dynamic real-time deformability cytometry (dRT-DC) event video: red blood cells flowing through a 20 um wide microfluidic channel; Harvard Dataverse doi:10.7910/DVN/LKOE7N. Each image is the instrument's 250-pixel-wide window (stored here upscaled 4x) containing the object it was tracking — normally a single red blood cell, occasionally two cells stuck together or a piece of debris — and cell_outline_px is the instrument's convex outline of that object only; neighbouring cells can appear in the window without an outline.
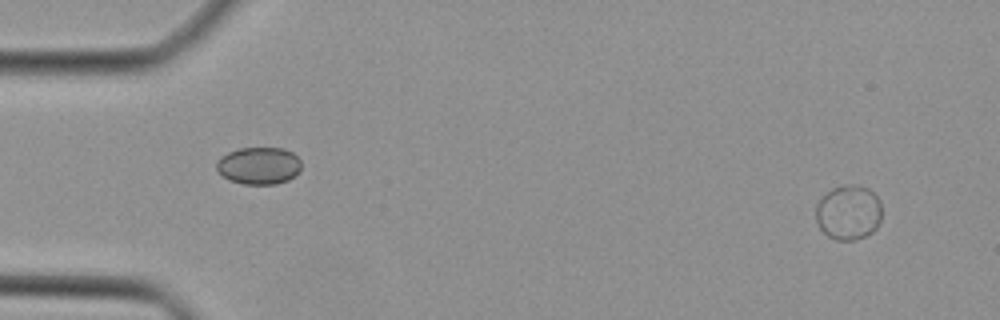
{"species": "Egyptian fruit bat (a non-hibernating species)", "species_latin": "Rousettus aegyptiacus", "temperature_condition": "cold", "stored_images_in_passage": 22, "camera_frame_rate_fps": 3000, "um_per_image_px": 0.085, "animal": {"sex": "female"}, "frame": {"image": 1, "passage_image": 1, "time_ms": 0.0, "image_size_px": [1000, 320], "cell_outline_px": [[880, 220], [876, 228], [872, 232], [864, 236], [852, 240], [836, 240], [828, 236], [820, 228], [816, 220], [816, 204], [832, 188], [844, 184], [852, 184], [868, 188], [880, 200]], "centroid_in_image_um": [72.11, 18.05], "position_along_channel_um": 12.9, "area_um2": 20.92}}
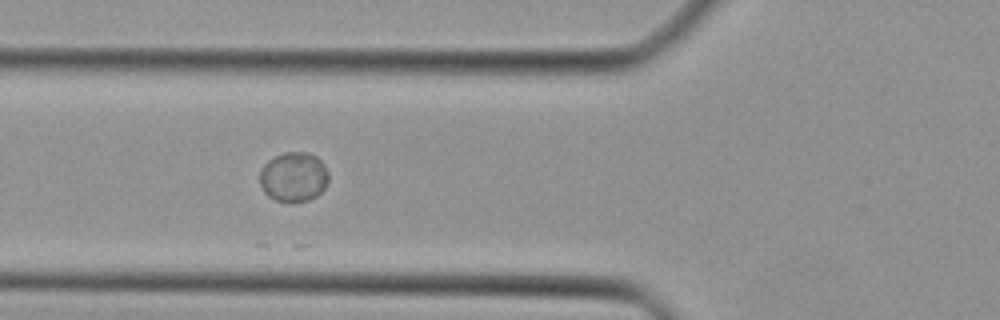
{"frame": {"image": 2, "passage_image": 15, "time_ms": 4.667, "image_size_px": [1000, 320], "cell_outline_px": [[328, 180], [324, 188], [316, 196], [308, 200], [276, 200], [268, 196], [264, 192], [260, 184], [260, 172], [264, 164], [268, 160], [284, 152], [308, 152], [316, 156], [324, 164], [328, 172]], "centroid_in_image_um": [24.96, 15.0], "position_along_channel_um": 100.8, "area_um2": 19.65}}
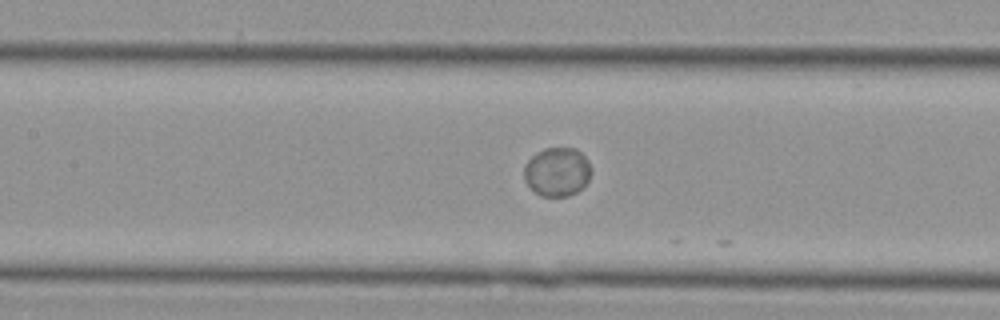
{"frame": {"image": 3, "passage_image": 19, "time_ms": 6.0, "image_size_px": [1000, 320], "cell_outline_px": [[592, 172], [584, 188], [568, 196], [544, 196], [536, 192], [524, 180], [524, 164], [536, 152], [544, 148], [576, 148], [588, 160], [592, 168]], "centroid_in_image_um": [47.38, 14.59], "position_along_channel_um": 160.0, "area_um2": 19.25}}